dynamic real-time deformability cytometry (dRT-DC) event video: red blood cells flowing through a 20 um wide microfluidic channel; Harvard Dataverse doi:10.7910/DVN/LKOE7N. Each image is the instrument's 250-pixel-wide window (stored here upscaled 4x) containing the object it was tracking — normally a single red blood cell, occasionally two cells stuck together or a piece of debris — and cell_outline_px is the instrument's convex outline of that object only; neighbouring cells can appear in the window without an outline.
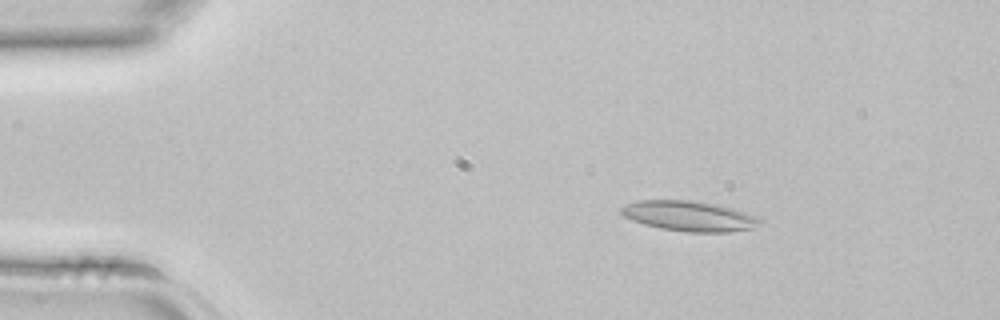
{"species": "common noctule bat (a hibernating species)", "species_latin": "Nyctalus noctula", "temperature_condition": "room temperature", "stored_images_in_passage": 4, "camera_frame_rate_fps": 3000, "um_per_image_px": 0.085, "animal": {"sex": "female", "body_mass_g": 22.7, "forearm_length_mm": 54.2}, "frame": {"image": 1, "passage_image": 2, "time_ms": 0.333, "image_size_px": [1000, 320], "cell_outline_px": [[768, 224], [752, 228], [728, 232], [688, 232], [660, 228], [644, 224], [632, 220], [624, 216], [620, 212], [620, 208], [624, 204], [636, 200], [692, 200], [720, 204], [756, 216], [764, 220]], "centroid_in_image_um": [58.63, 18.36], "position_along_channel_um": 26.4, "area_um2": 24.85}}
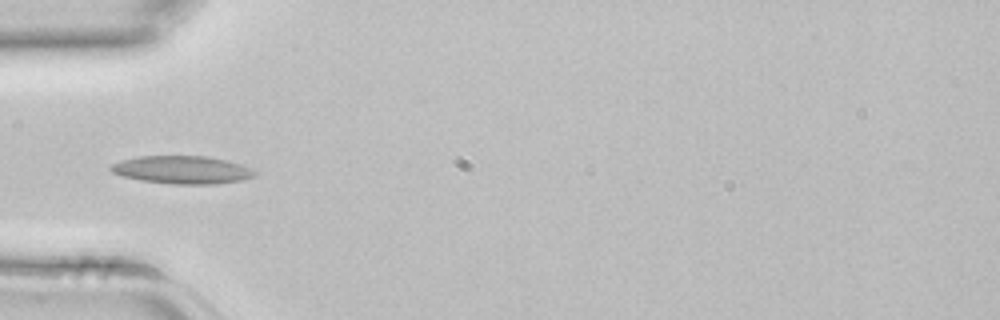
{"frame": {"image": 2, "passage_image": 4, "time_ms": 1.0, "image_size_px": [1000, 320], "cell_outline_px": [[256, 176], [240, 180], [216, 184], [172, 184], [140, 180], [124, 176], [112, 172], [108, 168], [112, 164], [120, 160], [140, 156], [208, 156], [240, 164], [256, 172]], "centroid_in_image_um": [15.45, 14.43], "position_along_channel_um": 69.6, "area_um2": 23.24}}